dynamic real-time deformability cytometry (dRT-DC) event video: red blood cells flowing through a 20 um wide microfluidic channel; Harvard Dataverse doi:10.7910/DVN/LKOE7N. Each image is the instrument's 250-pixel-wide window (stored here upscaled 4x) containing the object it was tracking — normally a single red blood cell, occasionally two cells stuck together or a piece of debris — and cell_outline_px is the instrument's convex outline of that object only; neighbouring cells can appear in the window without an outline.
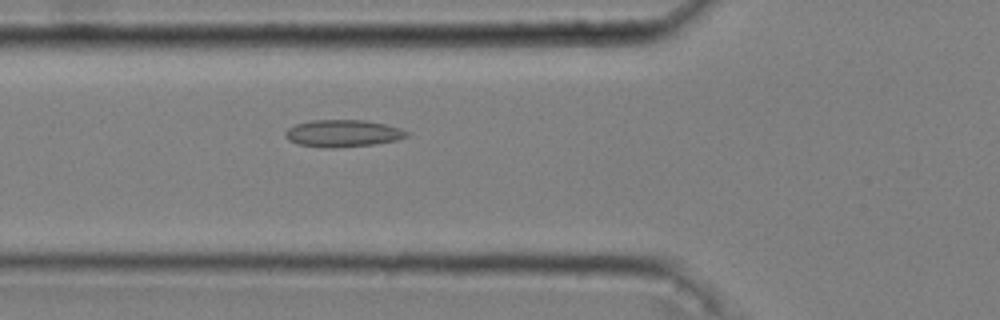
{"species": "common noctule bat (a hibernating species)", "species_latin": "Nyctalus noctula", "temperature_condition": "cold", "stored_images_in_passage": 32, "camera_frame_rate_fps": 3000, "um_per_image_px": 0.085, "animal": {"sex": "male", "body_mass_g": 20.4}, "frame": {"image": 1, "passage_image": 3, "time_ms": 0.667, "image_size_px": [1000, 320], "cell_outline_px": [[408, 136], [396, 140], [376, 144], [336, 148], [324, 148], [296, 144], [288, 140], [284, 136], [284, 132], [288, 128], [296, 124], [312, 120], [364, 120], [384, 124], [400, 128], [408, 132]], "centroid_in_image_um": [29.1, 11.34], "position_along_channel_um": 96.7, "area_um2": 19.31}}
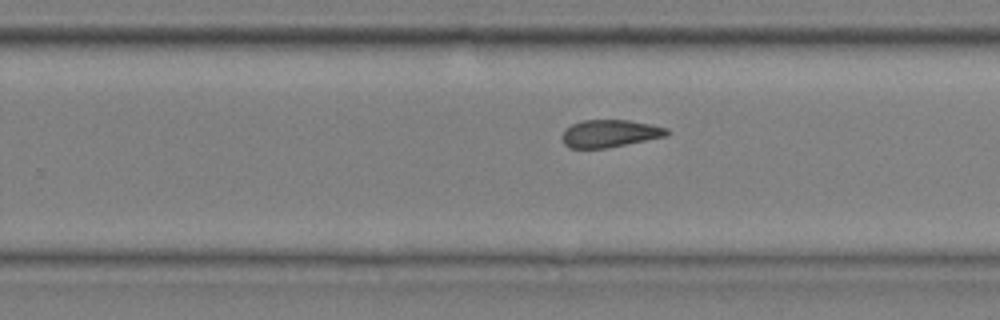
{"frame": {"image": 2, "passage_image": 18, "time_ms": 5.667, "image_size_px": [1000, 320], "cell_outline_px": [[672, 132], [668, 136], [604, 148], [568, 148], [564, 144], [560, 136], [572, 124], [584, 120], [628, 120], [652, 124], [668, 128]], "centroid_in_image_um": [51.87, 11.34], "position_along_channel_um": 277.9, "area_um2": 16.82}}
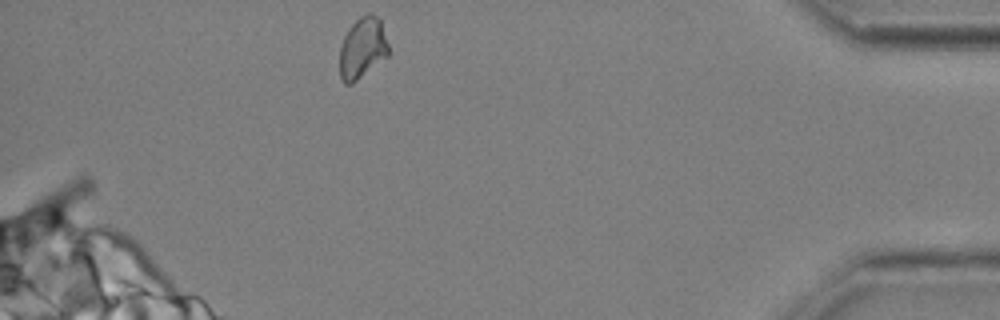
{"frame": {"image": 3, "passage_image": 32, "time_ms": 10.333, "image_size_px": [1000, 320], "cell_outline_px": [[388, 56], [352, 84], [344, 84], [340, 80], [340, 44], [348, 28], [360, 16], [368, 12], [372, 12], [380, 20], [388, 44]], "centroid_in_image_um": [30.79, 4.08], "position_along_channel_um": 404.4, "area_um2": 17.51}}